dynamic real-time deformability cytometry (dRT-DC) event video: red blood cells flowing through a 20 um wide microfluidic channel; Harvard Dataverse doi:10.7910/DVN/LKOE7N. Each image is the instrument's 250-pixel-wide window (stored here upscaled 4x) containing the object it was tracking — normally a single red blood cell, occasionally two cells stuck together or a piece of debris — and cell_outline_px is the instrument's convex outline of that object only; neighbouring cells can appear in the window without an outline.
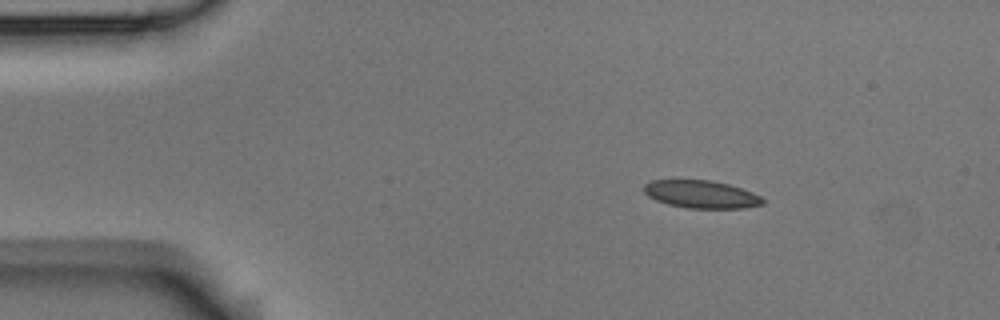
{"species": "Egyptian fruit bat (a non-hibernating species)", "species_latin": "Rousettus aegyptiacus", "temperature_condition": "room temperature", "stored_images_in_passage": 4, "camera_frame_rate_fps": 3000, "um_per_image_px": 0.085, "animal": {"sex": "male"}, "frame": {"image": 1, "passage_image": 2, "time_ms": 0.333, "image_size_px": [1000, 320], "cell_outline_px": [[764, 204], [744, 208], [688, 208], [668, 204], [656, 200], [648, 196], [644, 192], [644, 184], [652, 180], [712, 180], [728, 184], [752, 192], [760, 196], [764, 200]], "centroid_in_image_um": [59.6, 16.51], "position_along_channel_um": 25.4, "area_um2": 19.13}}